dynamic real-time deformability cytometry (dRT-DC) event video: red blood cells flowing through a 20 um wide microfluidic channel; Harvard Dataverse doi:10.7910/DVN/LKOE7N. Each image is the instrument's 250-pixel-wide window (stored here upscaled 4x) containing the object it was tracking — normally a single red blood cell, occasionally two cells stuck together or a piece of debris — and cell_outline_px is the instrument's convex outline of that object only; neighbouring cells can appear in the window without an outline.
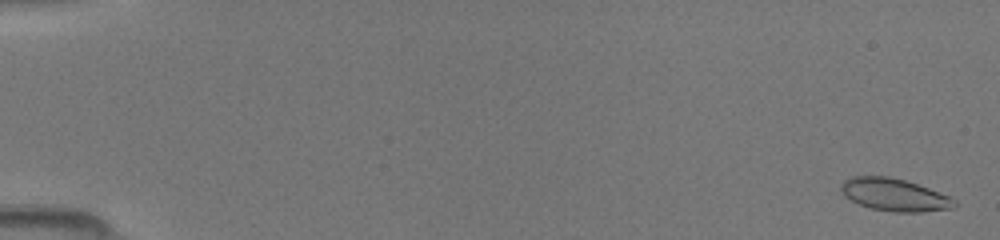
{"species": "common noctule bat (a hibernating species)", "species_latin": "Nyctalus noctula", "temperature_condition": "room temperature", "stored_images_in_passage": 50, "camera_frame_rate_fps": 3000, "um_per_image_px": 0.085, "animal": {"sex": "female", "body_mass_g": 19.5, "forearm_length_mm": 54.1}, "frame": {"image": 1, "passage_image": 2, "time_ms": 0.333, "image_size_px": [1000, 240], "cell_outline_px": [[956, 204], [952, 208], [924, 212], [892, 212], [872, 208], [860, 204], [844, 196], [840, 188], [840, 184], [844, 180], [852, 176], [888, 176], [904, 180], [928, 188], [948, 196], [956, 200]], "centroid_in_image_um": [76.0, 16.55], "position_along_channel_um": 9.0, "area_um2": 21.33}}
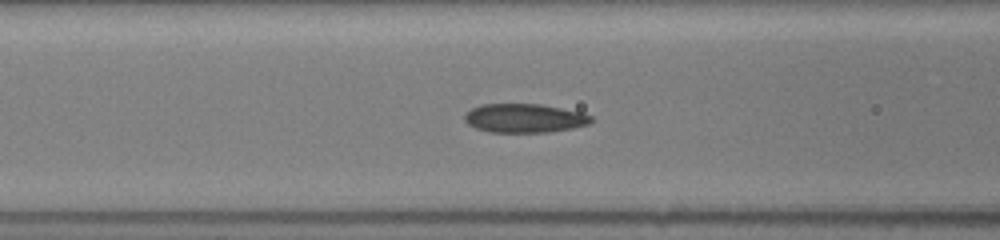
{"frame": {"image": 2, "passage_image": 22, "time_ms": 7.0, "image_size_px": [1000, 240], "cell_outline_px": [[592, 120], [588, 124], [572, 128], [548, 132], [488, 132], [476, 128], [468, 124], [464, 120], [464, 116], [472, 108], [480, 104], [540, 104], [584, 112], [592, 116]], "centroid_in_image_um": [44.58, 10.04], "position_along_channel_um": 122.0, "area_um2": 21.33}}
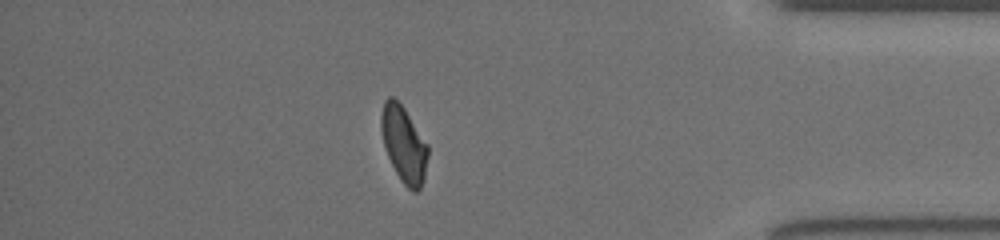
{"frame": {"image": 3, "passage_image": 44, "time_ms": 14.333, "image_size_px": [1000, 240], "cell_outline_px": [[428, 156], [424, 180], [420, 188], [416, 192], [412, 192], [400, 180], [388, 156], [384, 144], [380, 128], [380, 116], [384, 100], [388, 96], [392, 96], [404, 108], [428, 144]], "centroid_in_image_um": [34.32, 12.26], "position_along_channel_um": 400.9, "area_um2": 20.75}}